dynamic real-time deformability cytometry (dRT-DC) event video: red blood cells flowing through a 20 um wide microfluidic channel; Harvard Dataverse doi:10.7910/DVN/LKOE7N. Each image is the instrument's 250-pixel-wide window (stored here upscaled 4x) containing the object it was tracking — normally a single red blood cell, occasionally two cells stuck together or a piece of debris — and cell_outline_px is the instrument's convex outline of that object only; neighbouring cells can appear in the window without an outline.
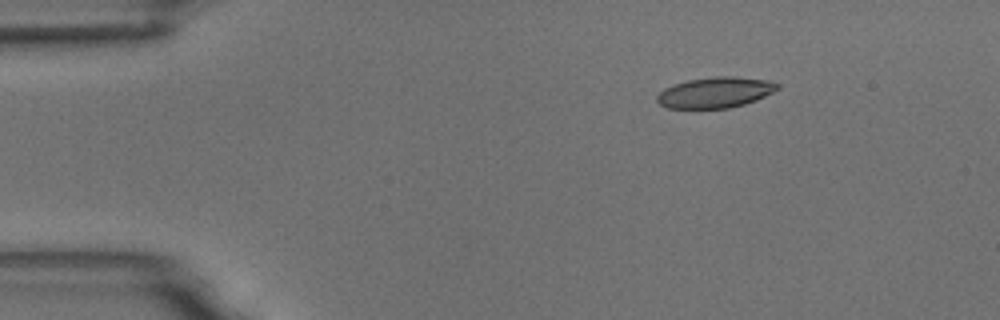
{"species": "common noctule bat (a hibernating species)", "species_latin": "Nyctalus noctula", "temperature_condition": "room temperature", "stored_images_in_passage": 9, "camera_frame_rate_fps": 3000, "um_per_image_px": 0.085, "animal": {"sex": "male", "body_mass_g": 18.8}, "frame": {"image": 1, "passage_image": 3, "time_ms": 2.333, "image_size_px": [1000, 320], "cell_outline_px": [[780, 88], [756, 100], [744, 104], [728, 108], [668, 108], [660, 104], [656, 100], [656, 96], [664, 88], [672, 84], [688, 80], [712, 76], [732, 76], [772, 80], [780, 84]], "centroid_in_image_um": [60.81, 7.84], "position_along_channel_um": 24.2, "area_um2": 21.73}}
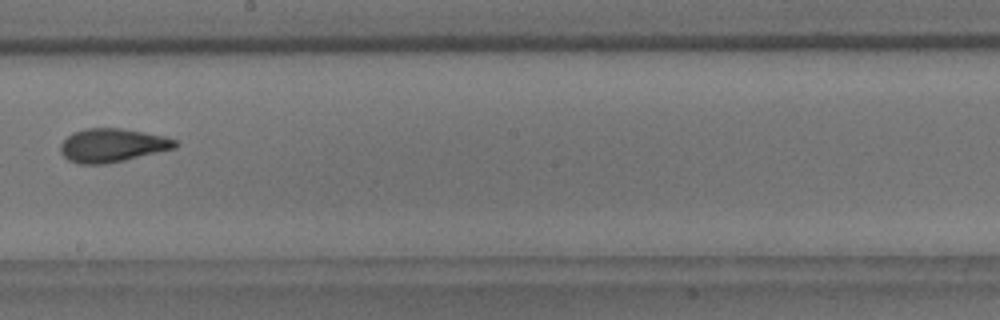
{"frame": {"image": 2, "passage_image": 9, "time_ms": 10.0, "image_size_px": [1000, 320], "cell_outline_px": [[180, 144], [176, 148], [124, 160], [104, 164], [76, 164], [68, 160], [60, 152], [60, 144], [72, 132], [84, 128], [120, 128], [164, 136], [176, 140]], "centroid_in_image_um": [9.52, 12.35], "position_along_channel_um": 238.7, "area_um2": 22.48}}